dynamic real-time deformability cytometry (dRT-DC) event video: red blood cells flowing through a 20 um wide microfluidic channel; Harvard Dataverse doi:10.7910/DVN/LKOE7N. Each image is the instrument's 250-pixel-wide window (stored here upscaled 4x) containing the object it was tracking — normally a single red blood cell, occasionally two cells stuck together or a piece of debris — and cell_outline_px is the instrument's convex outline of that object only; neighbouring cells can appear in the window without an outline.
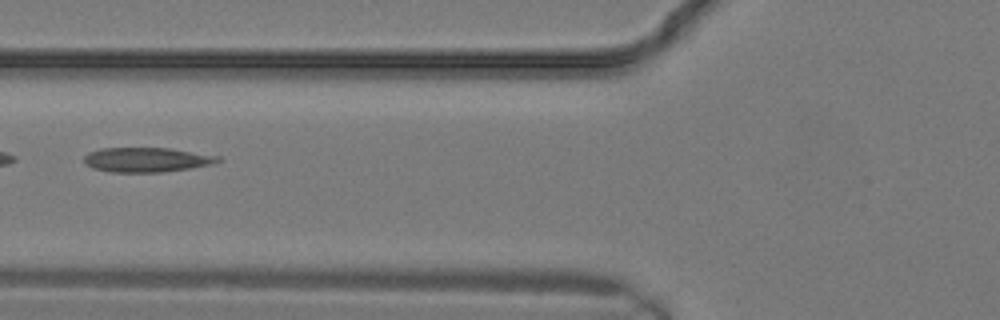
{"species": "common noctule bat (a hibernating species)", "species_latin": "Nyctalus noctula", "temperature_condition": "warm", "stored_images_in_passage": 6, "segment_of_instrument_passage": [2, 2], "camera_frame_rate_fps": 3000, "um_per_image_px": 0.085, "animal": {"sex": "male", "body_mass_g": 19.2, "forearm_length_mm": 51.8}, "frame": {"image": 1, "passage_image": 5, "time_ms": 1.333, "image_size_px": [1000, 320], "cell_outline_px": [[220, 160], [212, 164], [188, 168], [160, 172], [112, 172], [92, 168], [84, 160], [84, 156], [88, 152], [100, 148], [168, 148], [220, 156]], "centroid_in_image_um": [12.43, 13.57], "position_along_channel_um": 113.4, "area_um2": 18.96}}